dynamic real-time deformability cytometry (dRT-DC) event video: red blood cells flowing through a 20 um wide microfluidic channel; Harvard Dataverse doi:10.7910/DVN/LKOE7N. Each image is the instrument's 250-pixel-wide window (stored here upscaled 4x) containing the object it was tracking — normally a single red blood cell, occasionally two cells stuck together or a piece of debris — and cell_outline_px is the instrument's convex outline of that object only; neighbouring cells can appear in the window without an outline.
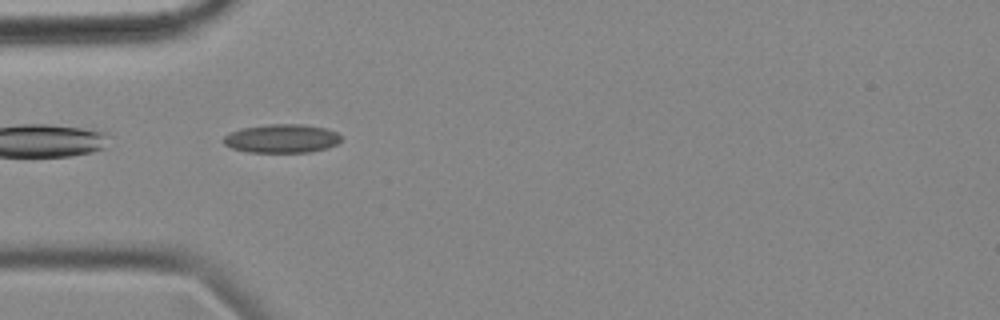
{"species": "common noctule bat (a hibernating species)", "species_latin": "Nyctalus noctula", "temperature_condition": "cold", "stored_images_in_passage": 43, "camera_frame_rate_fps": 3000, "um_per_image_px": 0.085, "animal": {"sex": "female", "body_mass_g": 18.4}, "frame": {"image": 1, "passage_image": 2, "time_ms": 0.333, "image_size_px": [1000, 320], "cell_outline_px": [[340, 140], [336, 144], [324, 148], [308, 152], [248, 152], [232, 148], [224, 144], [224, 136], [240, 128], [268, 124], [304, 124], [324, 128], [336, 132], [340, 136]], "centroid_in_image_um": [23.92, 11.77], "position_along_channel_um": 61.1, "area_um2": 19.42}}
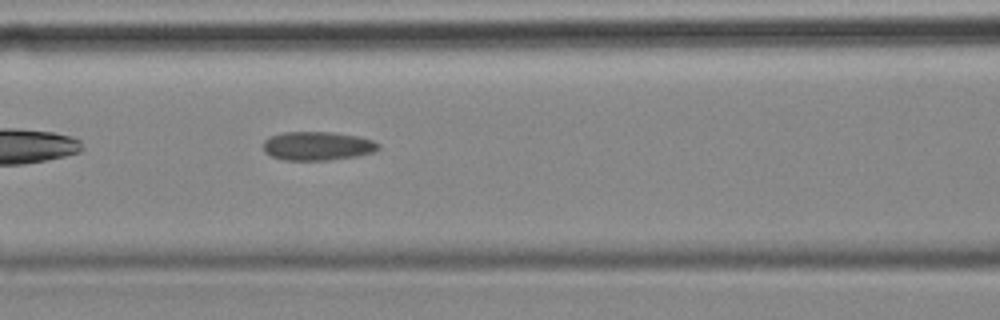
{"frame": {"image": 2, "passage_image": 9, "time_ms": 2.667, "image_size_px": [1000, 320], "cell_outline_px": [[380, 148], [372, 152], [356, 156], [328, 160], [284, 160], [272, 156], [264, 152], [264, 140], [272, 136], [284, 132], [332, 132], [356, 136], [372, 140], [380, 144]], "centroid_in_image_um": [26.98, 12.41], "position_along_channel_um": 139.6, "area_um2": 19.13}}
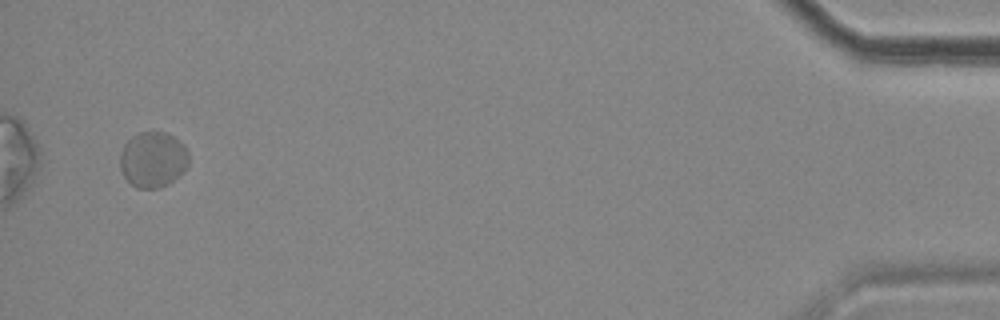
{"frame": {"image": 3, "passage_image": 41, "time_ms": 13.333, "image_size_px": [1000, 320], "cell_outline_px": [[188, 168], [180, 176], [168, 184], [160, 188], [136, 188], [124, 176], [120, 168], [120, 156], [124, 144], [136, 132], [164, 132], [172, 136], [184, 144], [188, 152]], "centroid_in_image_um": [13.02, 13.57], "position_along_channel_um": 422.2, "area_um2": 22.48}, "authors_computed_cell_mechanics": {"area_um2": 20.0566, "velocity_mm_per_s": 3.4372, "shape_relaxation_time_tau1_ms": null, "shape_relaxation_time_tau2_ms": 4.6615, "deformation_change_tau1": null, "deformation_change_tau2": 0.0953}}